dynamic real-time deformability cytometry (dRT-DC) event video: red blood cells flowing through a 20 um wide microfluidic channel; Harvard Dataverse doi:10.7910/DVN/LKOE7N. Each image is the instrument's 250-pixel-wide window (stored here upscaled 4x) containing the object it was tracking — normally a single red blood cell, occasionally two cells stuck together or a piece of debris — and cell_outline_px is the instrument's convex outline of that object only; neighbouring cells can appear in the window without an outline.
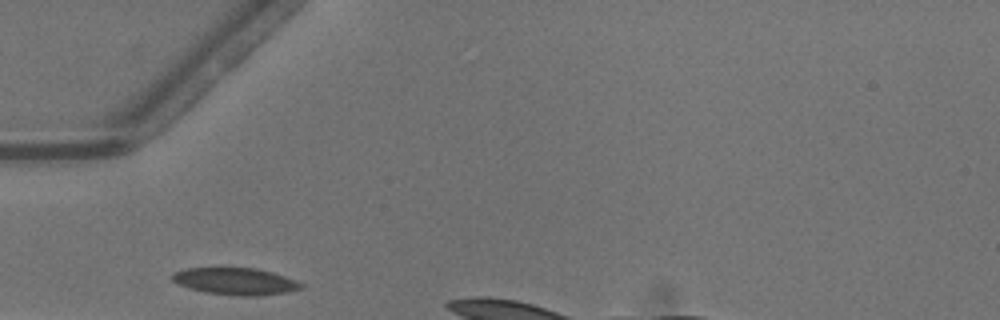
{"species": "common noctule bat (a hibernating species)", "species_latin": "Nyctalus noctula", "temperature_condition": "warm", "stored_images_in_passage": 4, "camera_frame_rate_fps": 3000, "um_per_image_px": 0.085, "animal": {"sex": "male", "body_mass_g": 13.3}, "frame": {"image": 1, "passage_image": 1, "time_ms": 0.0, "image_size_px": [1000, 320], "cell_outline_px": [[304, 288], [288, 292], [256, 296], [240, 296], [204, 292], [188, 288], [172, 280], [172, 276], [176, 272], [188, 268], [256, 268], [272, 272], [296, 280], [304, 284]], "centroid_in_image_um": [20.07, 23.92], "position_along_channel_um": 64.9, "area_um2": 20.17}}